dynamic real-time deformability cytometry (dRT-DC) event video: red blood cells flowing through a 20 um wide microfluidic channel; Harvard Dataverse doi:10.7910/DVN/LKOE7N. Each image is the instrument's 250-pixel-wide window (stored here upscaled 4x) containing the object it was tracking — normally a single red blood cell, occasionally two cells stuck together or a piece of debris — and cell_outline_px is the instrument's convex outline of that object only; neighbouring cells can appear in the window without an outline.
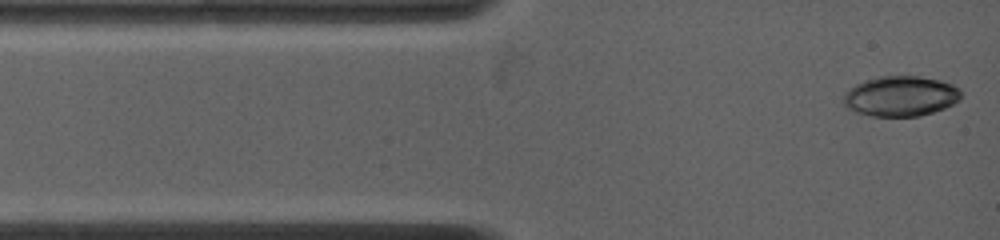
{"species": "common noctule bat (a hibernating species)", "species_latin": "Nyctalus noctula", "temperature_condition": "warm", "stored_images_in_passage": 50, "camera_frame_rate_fps": 4500, "um_per_image_px": 0.085, "animal": {"sex": "female", "body_mass_g": 19.0, "forearm_length_mm": 53.3}, "frame": {"image": 1, "passage_image": 1, "time_ms": 0.0, "image_size_px": [1000, 240], "cell_outline_px": [[960, 100], [944, 108], [920, 116], [872, 116], [848, 108], [844, 104], [844, 92], [856, 84], [864, 80], [880, 76], [920, 76], [936, 80], [948, 84], [956, 88], [960, 92]], "centroid_in_image_um": [76.52, 8.17], "position_along_channel_um": 8.5, "area_um2": 27.11}}
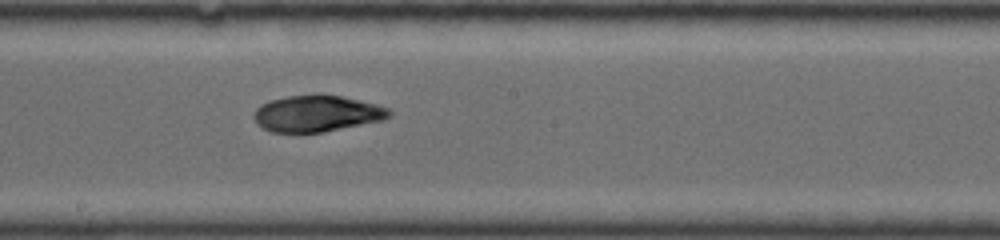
{"frame": {"image": 2, "passage_image": 21, "time_ms": 6.667, "image_size_px": [1000, 240], "cell_outline_px": [[392, 112], [384, 120], [324, 132], [272, 132], [256, 124], [252, 116], [256, 108], [260, 104], [268, 100], [288, 96], [340, 96], [360, 100], [376, 104], [388, 108]], "centroid_in_image_um": [26.9, 9.67], "position_along_channel_um": 221.3, "area_um2": 28.44}}
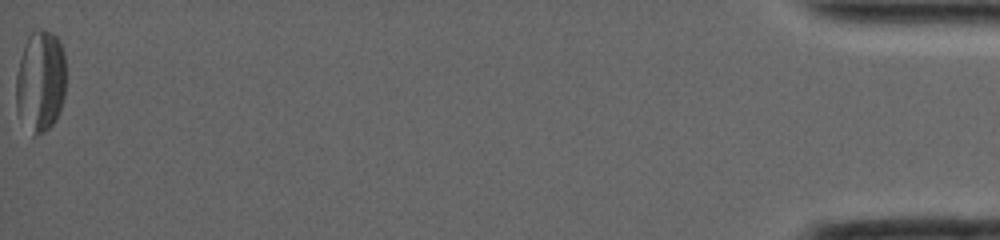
{"frame": {"image": 3, "passage_image": 50, "time_ms": 16.444, "image_size_px": [1000, 240], "cell_outline_px": [[64, 96], [60, 112], [56, 120], [44, 132], [36, 136], [32, 136], [16, 112], [16, 76], [20, 60], [28, 32], [52, 32], [60, 40], [64, 52]], "centroid_in_image_um": [3.43, 6.95], "position_along_channel_um": 431.8, "area_um2": 29.71}, "authors_computed_cell_mechanics": {"area_um2": 28.5532, "velocity_mm_per_s": 3.8526, "shape_relaxation_time_tau1_ms": 8.9188, "shape_relaxation_time_tau2_ms": 1.8314, "deformation_change_tau1": 0.1678, "deformation_change_tau2": 0.0615}}